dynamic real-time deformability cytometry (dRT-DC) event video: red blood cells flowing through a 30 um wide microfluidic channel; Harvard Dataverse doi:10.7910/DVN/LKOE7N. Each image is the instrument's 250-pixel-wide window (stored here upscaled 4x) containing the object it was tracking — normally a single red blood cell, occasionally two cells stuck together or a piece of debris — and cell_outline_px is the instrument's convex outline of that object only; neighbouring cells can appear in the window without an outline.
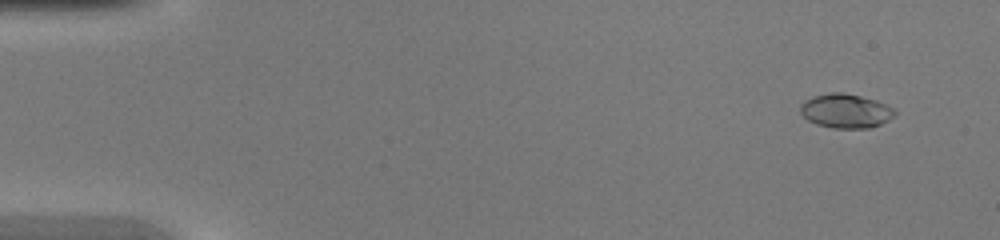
{"species": "common noctule bat (a hibernating species)", "species_latin": "Nyctalus noctula", "temperature_condition": "warm", "stored_images_in_passage": 47, "camera_frame_rate_fps": 3000, "um_per_image_px": 0.085, "animal": {"sex": "female", "body_mass_g": 20.0, "forearm_length_mm": 54.0}, "frame": {"image": 1, "passage_image": 4, "time_ms": 1.0, "image_size_px": [1000, 240], "cell_outline_px": [[896, 112], [888, 120], [880, 124], [868, 128], [832, 128], [816, 124], [808, 120], [800, 112], [800, 104], [804, 100], [812, 96], [828, 92], [844, 92], [876, 100], [892, 108]], "centroid_in_image_um": [71.83, 9.42], "position_along_channel_um": 13.2, "area_um2": 18.79}}
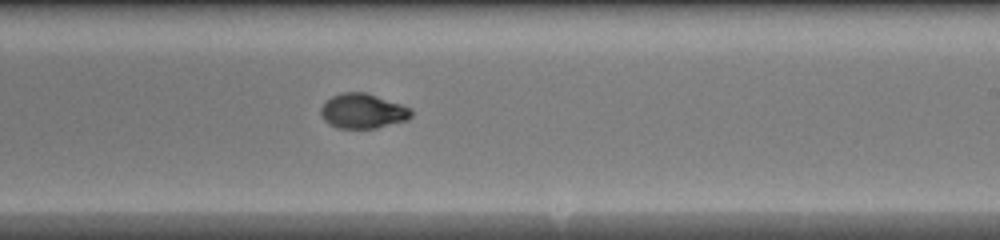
{"frame": {"image": 2, "passage_image": 29, "time_ms": 9.333, "image_size_px": [1000, 240], "cell_outline_px": [[412, 116], [408, 120], [376, 128], [336, 128], [328, 124], [324, 120], [320, 112], [320, 108], [332, 96], [340, 92], [368, 92], [412, 108]], "centroid_in_image_um": [30.85, 9.43], "position_along_channel_um": 258.1, "area_um2": 18.55}}
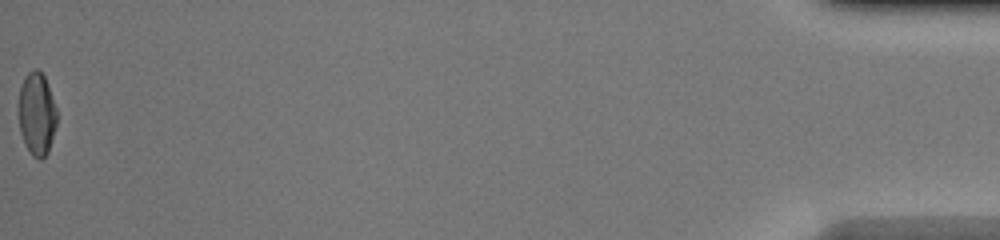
{"frame": {"image": 3, "passage_image": 47, "time_ms": 15.333, "image_size_px": [1000, 240], "cell_outline_px": [[56, 124], [48, 152], [40, 160], [32, 156], [24, 144], [20, 132], [16, 104], [20, 88], [28, 72], [32, 68], [36, 68], [44, 76], [48, 84], [56, 108]], "centroid_in_image_um": [3.08, 9.68], "position_along_channel_um": 432.1, "area_um2": 18.79}}